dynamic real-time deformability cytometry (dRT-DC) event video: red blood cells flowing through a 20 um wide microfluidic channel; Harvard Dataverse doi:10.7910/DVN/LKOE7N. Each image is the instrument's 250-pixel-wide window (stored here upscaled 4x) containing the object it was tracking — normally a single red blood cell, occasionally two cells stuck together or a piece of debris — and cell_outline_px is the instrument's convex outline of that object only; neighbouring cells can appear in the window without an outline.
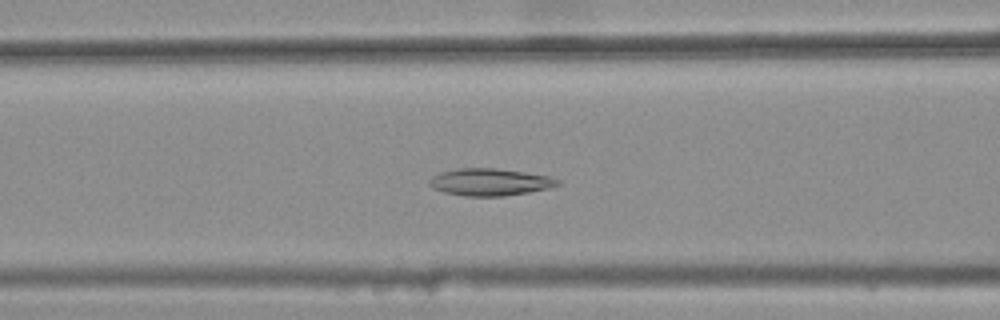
{"species": "common noctule bat (a hibernating species)", "species_latin": "Nyctalus noctula", "temperature_condition": "warm", "stored_images_in_passage": 40, "camera_frame_rate_fps": 3000, "um_per_image_px": 0.085, "animal": {"sex": "female", "body_mass_g": 25.1}, "frame": {"image": 1, "passage_image": 20, "time_ms": 6.333, "image_size_px": [1000, 320], "cell_outline_px": [[560, 184], [548, 188], [528, 192], [504, 196], [464, 196], [444, 192], [432, 188], [428, 184], [428, 180], [432, 176], [440, 172], [456, 168], [496, 168], [524, 172], [548, 176], [560, 180]], "centroid_in_image_um": [41.59, 15.47], "position_along_channel_um": 125.0, "area_um2": 20.35}}
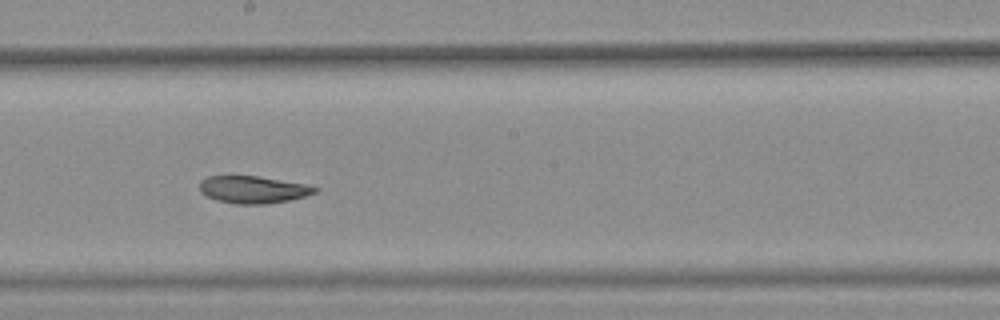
{"frame": {"image": 2, "passage_image": 28, "time_ms": 9.0, "image_size_px": [1000, 320], "cell_outline_px": [[320, 188], [316, 192], [304, 196], [288, 200], [264, 204], [236, 204], [216, 200], [200, 192], [200, 180], [208, 176], [256, 176], [308, 184]], "centroid_in_image_um": [21.51, 16.11], "position_along_channel_um": 226.7, "area_um2": 18.26}}
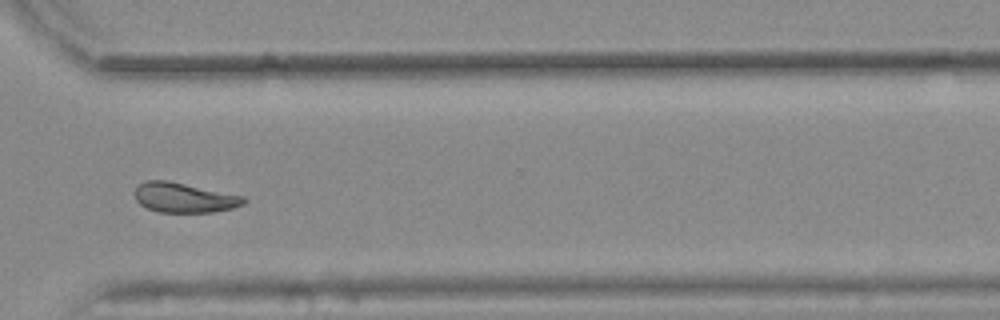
{"frame": {"image": 3, "passage_image": 38, "time_ms": 12.333, "image_size_px": [1000, 320], "cell_outline_px": [[248, 200], [244, 204], [232, 208], [212, 212], [160, 212], [148, 208], [140, 204], [136, 200], [132, 192], [140, 184], [148, 180], [168, 180], [244, 196]], "centroid_in_image_um": [15.65, 16.79], "position_along_channel_um": 355.0, "area_um2": 18.96}, "authors_computed_cell_mechanics": {"area_um2": 19.8254, "velocity_mm_per_s": 3.8289, "shape_relaxation_time_tau1_ms": null, "shape_relaxation_time_tau2_ms": 5.4387, "deformation_change_tau1": null, "deformation_change_tau2": 0.0919}}